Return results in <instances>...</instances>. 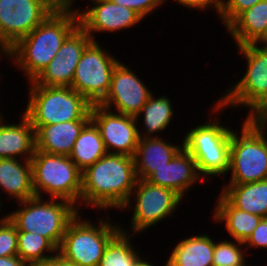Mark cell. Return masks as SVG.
<instances>
[{
	"label": "cell",
	"instance_id": "16",
	"mask_svg": "<svg viewBox=\"0 0 267 266\" xmlns=\"http://www.w3.org/2000/svg\"><path fill=\"white\" fill-rule=\"evenodd\" d=\"M93 7L87 6L79 10V26L93 41L96 33H109L131 28L142 21V17L134 10L117 5L111 0H91ZM89 7V8H88ZM96 32V33H95Z\"/></svg>",
	"mask_w": 267,
	"mask_h": 266
},
{
	"label": "cell",
	"instance_id": "29",
	"mask_svg": "<svg viewBox=\"0 0 267 266\" xmlns=\"http://www.w3.org/2000/svg\"><path fill=\"white\" fill-rule=\"evenodd\" d=\"M57 252L58 249L47 238L33 232L17 231V256L23 261H48Z\"/></svg>",
	"mask_w": 267,
	"mask_h": 266
},
{
	"label": "cell",
	"instance_id": "4",
	"mask_svg": "<svg viewBox=\"0 0 267 266\" xmlns=\"http://www.w3.org/2000/svg\"><path fill=\"white\" fill-rule=\"evenodd\" d=\"M45 199V200H43ZM32 197L18 202L19 209L6 216L17 231L39 234L59 248L69 223L77 216L79 209L68 200Z\"/></svg>",
	"mask_w": 267,
	"mask_h": 266
},
{
	"label": "cell",
	"instance_id": "21",
	"mask_svg": "<svg viewBox=\"0 0 267 266\" xmlns=\"http://www.w3.org/2000/svg\"><path fill=\"white\" fill-rule=\"evenodd\" d=\"M20 160L16 158L0 159V189L5 191L10 199L13 197L16 202L35 197L31 161ZM1 206L0 199V211Z\"/></svg>",
	"mask_w": 267,
	"mask_h": 266
},
{
	"label": "cell",
	"instance_id": "15",
	"mask_svg": "<svg viewBox=\"0 0 267 266\" xmlns=\"http://www.w3.org/2000/svg\"><path fill=\"white\" fill-rule=\"evenodd\" d=\"M92 41L78 26L66 38L57 55L33 81L39 86L71 87L77 63Z\"/></svg>",
	"mask_w": 267,
	"mask_h": 266
},
{
	"label": "cell",
	"instance_id": "42",
	"mask_svg": "<svg viewBox=\"0 0 267 266\" xmlns=\"http://www.w3.org/2000/svg\"><path fill=\"white\" fill-rule=\"evenodd\" d=\"M135 266H155L154 264L150 263L148 260H144V258L140 259Z\"/></svg>",
	"mask_w": 267,
	"mask_h": 266
},
{
	"label": "cell",
	"instance_id": "41",
	"mask_svg": "<svg viewBox=\"0 0 267 266\" xmlns=\"http://www.w3.org/2000/svg\"><path fill=\"white\" fill-rule=\"evenodd\" d=\"M27 266H55V255L51 257L48 261L44 262H30Z\"/></svg>",
	"mask_w": 267,
	"mask_h": 266
},
{
	"label": "cell",
	"instance_id": "26",
	"mask_svg": "<svg viewBox=\"0 0 267 266\" xmlns=\"http://www.w3.org/2000/svg\"><path fill=\"white\" fill-rule=\"evenodd\" d=\"M106 154L99 130L90 120L81 130L69 157L82 172Z\"/></svg>",
	"mask_w": 267,
	"mask_h": 266
},
{
	"label": "cell",
	"instance_id": "40",
	"mask_svg": "<svg viewBox=\"0 0 267 266\" xmlns=\"http://www.w3.org/2000/svg\"><path fill=\"white\" fill-rule=\"evenodd\" d=\"M91 1V0H90ZM75 0H61V12L75 11L78 12L80 8L73 9Z\"/></svg>",
	"mask_w": 267,
	"mask_h": 266
},
{
	"label": "cell",
	"instance_id": "25",
	"mask_svg": "<svg viewBox=\"0 0 267 266\" xmlns=\"http://www.w3.org/2000/svg\"><path fill=\"white\" fill-rule=\"evenodd\" d=\"M214 210V221L225 223L230 237L235 241L245 242L258 226L262 217L234 207L222 194L218 197Z\"/></svg>",
	"mask_w": 267,
	"mask_h": 266
},
{
	"label": "cell",
	"instance_id": "22",
	"mask_svg": "<svg viewBox=\"0 0 267 266\" xmlns=\"http://www.w3.org/2000/svg\"><path fill=\"white\" fill-rule=\"evenodd\" d=\"M226 29L237 46L267 43V0L242 12Z\"/></svg>",
	"mask_w": 267,
	"mask_h": 266
},
{
	"label": "cell",
	"instance_id": "3",
	"mask_svg": "<svg viewBox=\"0 0 267 266\" xmlns=\"http://www.w3.org/2000/svg\"><path fill=\"white\" fill-rule=\"evenodd\" d=\"M29 82V100L23 114L32 126L91 120L92 104L73 88Z\"/></svg>",
	"mask_w": 267,
	"mask_h": 266
},
{
	"label": "cell",
	"instance_id": "44",
	"mask_svg": "<svg viewBox=\"0 0 267 266\" xmlns=\"http://www.w3.org/2000/svg\"><path fill=\"white\" fill-rule=\"evenodd\" d=\"M2 55H3V57H4V53H3L2 51H0V56L2 57Z\"/></svg>",
	"mask_w": 267,
	"mask_h": 266
},
{
	"label": "cell",
	"instance_id": "5",
	"mask_svg": "<svg viewBox=\"0 0 267 266\" xmlns=\"http://www.w3.org/2000/svg\"><path fill=\"white\" fill-rule=\"evenodd\" d=\"M237 47L239 54L247 60L246 72L234 86L229 87L220 99L215 101L212 114L234 106L248 107V115L257 111H267V43Z\"/></svg>",
	"mask_w": 267,
	"mask_h": 266
},
{
	"label": "cell",
	"instance_id": "18",
	"mask_svg": "<svg viewBox=\"0 0 267 266\" xmlns=\"http://www.w3.org/2000/svg\"><path fill=\"white\" fill-rule=\"evenodd\" d=\"M90 120H75L51 125L33 126L35 150L69 156L83 127Z\"/></svg>",
	"mask_w": 267,
	"mask_h": 266
},
{
	"label": "cell",
	"instance_id": "2",
	"mask_svg": "<svg viewBox=\"0 0 267 266\" xmlns=\"http://www.w3.org/2000/svg\"><path fill=\"white\" fill-rule=\"evenodd\" d=\"M79 26L78 12H52L30 34L21 38L4 57L23 71L28 82L57 55L66 38Z\"/></svg>",
	"mask_w": 267,
	"mask_h": 266
},
{
	"label": "cell",
	"instance_id": "35",
	"mask_svg": "<svg viewBox=\"0 0 267 266\" xmlns=\"http://www.w3.org/2000/svg\"><path fill=\"white\" fill-rule=\"evenodd\" d=\"M174 1V0H173ZM178 4L185 6V8L199 9L205 11L209 7H213L218 14V18L221 13L222 0H175Z\"/></svg>",
	"mask_w": 267,
	"mask_h": 266
},
{
	"label": "cell",
	"instance_id": "11",
	"mask_svg": "<svg viewBox=\"0 0 267 266\" xmlns=\"http://www.w3.org/2000/svg\"><path fill=\"white\" fill-rule=\"evenodd\" d=\"M133 195V196H132ZM135 200L127 203L123 210L130 209L135 204L130 222V231L136 235L143 232L164 218L170 217L183 199L173 190L137 179L131 194Z\"/></svg>",
	"mask_w": 267,
	"mask_h": 266
},
{
	"label": "cell",
	"instance_id": "12",
	"mask_svg": "<svg viewBox=\"0 0 267 266\" xmlns=\"http://www.w3.org/2000/svg\"><path fill=\"white\" fill-rule=\"evenodd\" d=\"M52 12L40 0H0V51L5 54Z\"/></svg>",
	"mask_w": 267,
	"mask_h": 266
},
{
	"label": "cell",
	"instance_id": "27",
	"mask_svg": "<svg viewBox=\"0 0 267 266\" xmlns=\"http://www.w3.org/2000/svg\"><path fill=\"white\" fill-rule=\"evenodd\" d=\"M172 106L170 99L166 95L156 99L152 94L136 117L137 121L140 120L139 118H143L142 124L145 129L143 134L138 130L139 138L160 137L155 135L166 130L172 121L174 115ZM154 133L155 135H153Z\"/></svg>",
	"mask_w": 267,
	"mask_h": 266
},
{
	"label": "cell",
	"instance_id": "17",
	"mask_svg": "<svg viewBox=\"0 0 267 266\" xmlns=\"http://www.w3.org/2000/svg\"><path fill=\"white\" fill-rule=\"evenodd\" d=\"M201 178L203 179L198 172L196 161L183 147L168 164L156 169L146 181L171 189L183 199Z\"/></svg>",
	"mask_w": 267,
	"mask_h": 266
},
{
	"label": "cell",
	"instance_id": "39",
	"mask_svg": "<svg viewBox=\"0 0 267 266\" xmlns=\"http://www.w3.org/2000/svg\"><path fill=\"white\" fill-rule=\"evenodd\" d=\"M55 266H77L73 262L65 259L58 252L55 254Z\"/></svg>",
	"mask_w": 267,
	"mask_h": 266
},
{
	"label": "cell",
	"instance_id": "7",
	"mask_svg": "<svg viewBox=\"0 0 267 266\" xmlns=\"http://www.w3.org/2000/svg\"><path fill=\"white\" fill-rule=\"evenodd\" d=\"M30 161L35 196L46 193L50 199L68 200L80 208L82 172L69 156L35 150Z\"/></svg>",
	"mask_w": 267,
	"mask_h": 266
},
{
	"label": "cell",
	"instance_id": "37",
	"mask_svg": "<svg viewBox=\"0 0 267 266\" xmlns=\"http://www.w3.org/2000/svg\"><path fill=\"white\" fill-rule=\"evenodd\" d=\"M27 262L23 261L17 255L0 257V266H27Z\"/></svg>",
	"mask_w": 267,
	"mask_h": 266
},
{
	"label": "cell",
	"instance_id": "32",
	"mask_svg": "<svg viewBox=\"0 0 267 266\" xmlns=\"http://www.w3.org/2000/svg\"><path fill=\"white\" fill-rule=\"evenodd\" d=\"M262 0H222L219 19L227 28L242 12Z\"/></svg>",
	"mask_w": 267,
	"mask_h": 266
},
{
	"label": "cell",
	"instance_id": "38",
	"mask_svg": "<svg viewBox=\"0 0 267 266\" xmlns=\"http://www.w3.org/2000/svg\"><path fill=\"white\" fill-rule=\"evenodd\" d=\"M53 12H61V0H40Z\"/></svg>",
	"mask_w": 267,
	"mask_h": 266
},
{
	"label": "cell",
	"instance_id": "28",
	"mask_svg": "<svg viewBox=\"0 0 267 266\" xmlns=\"http://www.w3.org/2000/svg\"><path fill=\"white\" fill-rule=\"evenodd\" d=\"M127 231V232H126ZM128 230H121L109 241L98 266H135L142 258L132 245Z\"/></svg>",
	"mask_w": 267,
	"mask_h": 266
},
{
	"label": "cell",
	"instance_id": "6",
	"mask_svg": "<svg viewBox=\"0 0 267 266\" xmlns=\"http://www.w3.org/2000/svg\"><path fill=\"white\" fill-rule=\"evenodd\" d=\"M186 133L183 147L192 155L203 178L224 177L229 170L232 129L221 124L217 116ZM216 117V118H215ZM213 176V177H212Z\"/></svg>",
	"mask_w": 267,
	"mask_h": 266
},
{
	"label": "cell",
	"instance_id": "1",
	"mask_svg": "<svg viewBox=\"0 0 267 266\" xmlns=\"http://www.w3.org/2000/svg\"><path fill=\"white\" fill-rule=\"evenodd\" d=\"M81 177V206L122 210L132 202L131 194L137 182L134 157L107 153L82 171Z\"/></svg>",
	"mask_w": 267,
	"mask_h": 266
},
{
	"label": "cell",
	"instance_id": "33",
	"mask_svg": "<svg viewBox=\"0 0 267 266\" xmlns=\"http://www.w3.org/2000/svg\"><path fill=\"white\" fill-rule=\"evenodd\" d=\"M117 5L130 8L137 12L142 18H145L148 14L155 12L159 6L164 4L163 0H111Z\"/></svg>",
	"mask_w": 267,
	"mask_h": 266
},
{
	"label": "cell",
	"instance_id": "19",
	"mask_svg": "<svg viewBox=\"0 0 267 266\" xmlns=\"http://www.w3.org/2000/svg\"><path fill=\"white\" fill-rule=\"evenodd\" d=\"M3 117L0 116V159L22 156L30 160L35 151V130L29 119L23 114L19 123L9 124Z\"/></svg>",
	"mask_w": 267,
	"mask_h": 266
},
{
	"label": "cell",
	"instance_id": "13",
	"mask_svg": "<svg viewBox=\"0 0 267 266\" xmlns=\"http://www.w3.org/2000/svg\"><path fill=\"white\" fill-rule=\"evenodd\" d=\"M90 115L107 153L134 157L140 139L136 117L116 113L99 104L92 105Z\"/></svg>",
	"mask_w": 267,
	"mask_h": 266
},
{
	"label": "cell",
	"instance_id": "31",
	"mask_svg": "<svg viewBox=\"0 0 267 266\" xmlns=\"http://www.w3.org/2000/svg\"><path fill=\"white\" fill-rule=\"evenodd\" d=\"M17 255V229L7 216L0 218V257Z\"/></svg>",
	"mask_w": 267,
	"mask_h": 266
},
{
	"label": "cell",
	"instance_id": "36",
	"mask_svg": "<svg viewBox=\"0 0 267 266\" xmlns=\"http://www.w3.org/2000/svg\"><path fill=\"white\" fill-rule=\"evenodd\" d=\"M246 118L262 133L267 142V111H257Z\"/></svg>",
	"mask_w": 267,
	"mask_h": 266
},
{
	"label": "cell",
	"instance_id": "43",
	"mask_svg": "<svg viewBox=\"0 0 267 266\" xmlns=\"http://www.w3.org/2000/svg\"><path fill=\"white\" fill-rule=\"evenodd\" d=\"M237 266H248V265H246V262H244L243 264Z\"/></svg>",
	"mask_w": 267,
	"mask_h": 266
},
{
	"label": "cell",
	"instance_id": "9",
	"mask_svg": "<svg viewBox=\"0 0 267 266\" xmlns=\"http://www.w3.org/2000/svg\"><path fill=\"white\" fill-rule=\"evenodd\" d=\"M240 134L232 131L228 184H244L267 179V142L262 133L247 119Z\"/></svg>",
	"mask_w": 267,
	"mask_h": 266
},
{
	"label": "cell",
	"instance_id": "8",
	"mask_svg": "<svg viewBox=\"0 0 267 266\" xmlns=\"http://www.w3.org/2000/svg\"><path fill=\"white\" fill-rule=\"evenodd\" d=\"M98 219L96 225L81 219L78 213L69 223L58 253L77 266H98L105 247L121 230L119 225L109 223V219Z\"/></svg>",
	"mask_w": 267,
	"mask_h": 266
},
{
	"label": "cell",
	"instance_id": "24",
	"mask_svg": "<svg viewBox=\"0 0 267 266\" xmlns=\"http://www.w3.org/2000/svg\"><path fill=\"white\" fill-rule=\"evenodd\" d=\"M221 194L236 208L267 217V179L244 184H224Z\"/></svg>",
	"mask_w": 267,
	"mask_h": 266
},
{
	"label": "cell",
	"instance_id": "30",
	"mask_svg": "<svg viewBox=\"0 0 267 266\" xmlns=\"http://www.w3.org/2000/svg\"><path fill=\"white\" fill-rule=\"evenodd\" d=\"M242 246L244 247L243 242L235 240L232 242L225 239L218 243L214 241L213 266H237L243 264L247 261L245 260L247 252L244 251Z\"/></svg>",
	"mask_w": 267,
	"mask_h": 266
},
{
	"label": "cell",
	"instance_id": "34",
	"mask_svg": "<svg viewBox=\"0 0 267 266\" xmlns=\"http://www.w3.org/2000/svg\"><path fill=\"white\" fill-rule=\"evenodd\" d=\"M264 248L267 249V217H263L258 226L244 242V248Z\"/></svg>",
	"mask_w": 267,
	"mask_h": 266
},
{
	"label": "cell",
	"instance_id": "20",
	"mask_svg": "<svg viewBox=\"0 0 267 266\" xmlns=\"http://www.w3.org/2000/svg\"><path fill=\"white\" fill-rule=\"evenodd\" d=\"M182 144L175 145L161 137L140 138L134 155L137 179L146 180L156 169L168 164L183 148Z\"/></svg>",
	"mask_w": 267,
	"mask_h": 266
},
{
	"label": "cell",
	"instance_id": "10",
	"mask_svg": "<svg viewBox=\"0 0 267 266\" xmlns=\"http://www.w3.org/2000/svg\"><path fill=\"white\" fill-rule=\"evenodd\" d=\"M100 46L98 41H92L85 48L77 63L71 84V88L92 105L99 104L106 97L113 71L120 61Z\"/></svg>",
	"mask_w": 267,
	"mask_h": 266
},
{
	"label": "cell",
	"instance_id": "14",
	"mask_svg": "<svg viewBox=\"0 0 267 266\" xmlns=\"http://www.w3.org/2000/svg\"><path fill=\"white\" fill-rule=\"evenodd\" d=\"M153 93L142 79L122 62H118L112 74L106 97L99 103L104 108L137 117Z\"/></svg>",
	"mask_w": 267,
	"mask_h": 266
},
{
	"label": "cell",
	"instance_id": "23",
	"mask_svg": "<svg viewBox=\"0 0 267 266\" xmlns=\"http://www.w3.org/2000/svg\"><path fill=\"white\" fill-rule=\"evenodd\" d=\"M214 241L205 234L181 239L164 266H213Z\"/></svg>",
	"mask_w": 267,
	"mask_h": 266
}]
</instances>
